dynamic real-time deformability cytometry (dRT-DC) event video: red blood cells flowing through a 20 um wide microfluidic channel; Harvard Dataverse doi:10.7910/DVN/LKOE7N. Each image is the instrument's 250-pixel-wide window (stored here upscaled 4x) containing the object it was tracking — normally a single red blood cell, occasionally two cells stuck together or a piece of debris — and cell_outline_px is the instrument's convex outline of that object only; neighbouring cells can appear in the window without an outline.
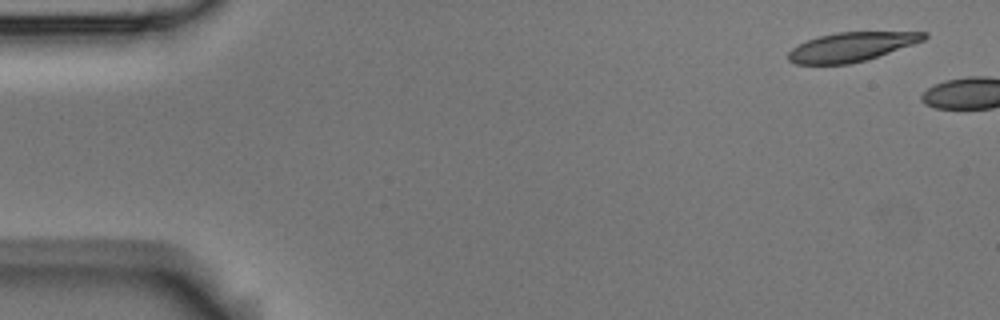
{"species": "Egyptian fruit bat (a non-hibernating species)", "species_latin": "Rousettus aegyptiacus", "temperature_condition": "room temperature", "stored_images_in_passage": 2, "camera_frame_rate_fps": 3000, "um_per_image_px": 0.085, "animal": {"sex": "male"}, "frame": {"image": 1, "passage_image": 1, "time_ms": 0.0, "image_size_px": [1000, 320], "cell_outline_px": [[928, 36], [924, 40], [868, 60], [848, 64], [796, 64], [788, 60], [788, 52], [792, 48], [808, 40], [820, 36], [836, 32], [928, 32]], "centroid_in_image_um": [72.38, 3.99], "position_along_channel_um": 12.6, "area_um2": 22.89}}